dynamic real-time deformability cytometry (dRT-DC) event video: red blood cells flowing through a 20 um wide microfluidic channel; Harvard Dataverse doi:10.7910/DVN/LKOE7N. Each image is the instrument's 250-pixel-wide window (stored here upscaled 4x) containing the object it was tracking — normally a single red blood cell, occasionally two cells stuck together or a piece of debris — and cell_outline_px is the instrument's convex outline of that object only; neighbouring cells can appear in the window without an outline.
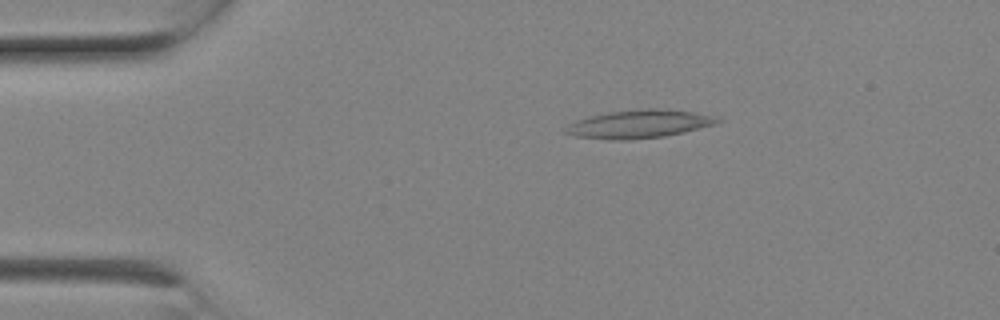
{"species": "Egyptian fruit bat (a non-hibernating species)", "species_latin": "Rousettus aegyptiacus", "temperature_condition": "room temperature", "stored_images_in_passage": 6, "camera_frame_rate_fps": 3000, "um_per_image_px": 0.085, "animal": {"sex": "female"}, "frame": {"image": 1, "passage_image": 4, "time_ms": 1.0, "image_size_px": [1000, 320], "cell_outline_px": [[724, 120], [716, 124], [684, 132], [664, 136], [624, 140], [612, 140], [576, 136], [564, 132], [564, 128], [568, 124], [592, 116], [608, 112], [644, 108], [656, 108], [692, 112], [712, 116]], "centroid_in_image_um": [54.34, 10.54], "position_along_channel_um": 30.7, "area_um2": 24.62}}